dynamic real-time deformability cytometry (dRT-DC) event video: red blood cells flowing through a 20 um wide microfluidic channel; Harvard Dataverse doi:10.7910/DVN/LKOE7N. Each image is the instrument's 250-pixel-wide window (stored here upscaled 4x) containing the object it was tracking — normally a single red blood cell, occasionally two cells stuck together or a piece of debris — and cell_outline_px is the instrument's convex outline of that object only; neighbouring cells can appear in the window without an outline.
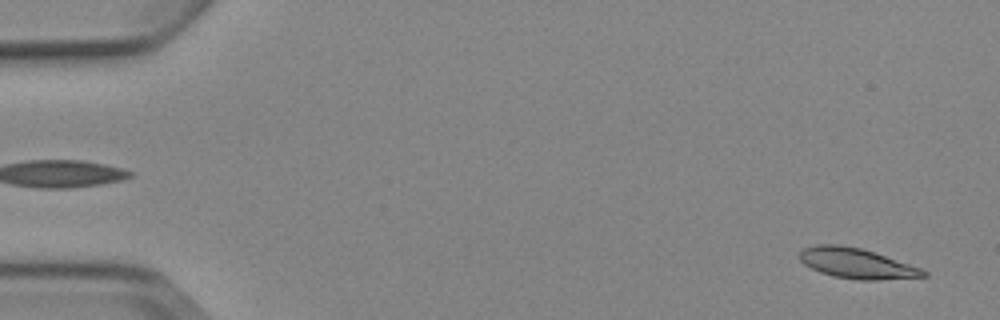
{"species": "Egyptian fruit bat (a non-hibernating species)", "species_latin": "Rousettus aegyptiacus", "temperature_condition": "cold", "stored_images_in_passage": 3, "segment_of_instrument_passage": [2, 2], "camera_frame_rate_fps": 3000, "um_per_image_px": 0.085, "animal": {"sex": "female"}, "frame": {"image": 1, "passage_image": 3, "time_ms": 2.333, "image_size_px": [1000, 320], "cell_outline_px": [[928, 276], [880, 280], [860, 280], [832, 276], [820, 272], [804, 264], [800, 260], [800, 252], [804, 248], [816, 244], [840, 244], [860, 248], [920, 268], [928, 272]], "centroid_in_image_um": [72.78, 22.39], "position_along_channel_um": 12.2, "area_um2": 21.56}}